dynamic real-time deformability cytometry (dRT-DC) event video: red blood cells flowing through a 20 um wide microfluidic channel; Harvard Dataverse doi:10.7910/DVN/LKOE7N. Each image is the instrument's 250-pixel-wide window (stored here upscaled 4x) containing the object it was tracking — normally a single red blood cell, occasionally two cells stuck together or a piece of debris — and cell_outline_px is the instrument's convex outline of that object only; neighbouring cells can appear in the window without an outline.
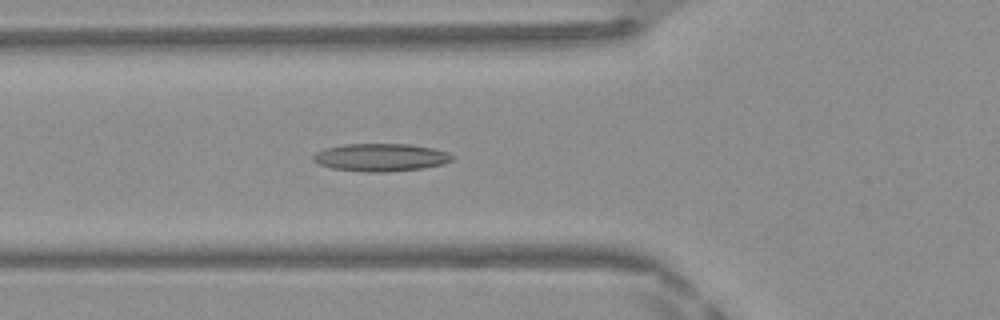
{"species": "Egyptian fruit bat (a non-hibernating species)", "species_latin": "Rousettus aegyptiacus", "temperature_condition": "warm", "stored_images_in_passage": 49, "camera_frame_rate_fps": 3000, "um_per_image_px": 0.085, "frame": {"image": 1, "passage_image": 18, "time_ms": 5.667, "image_size_px": [1000, 320], "cell_outline_px": [[456, 156], [452, 160], [444, 164], [424, 168], [388, 172], [364, 172], [332, 168], [316, 164], [312, 160], [312, 156], [316, 152], [324, 148], [344, 144], [408, 144], [432, 148], [448, 152]], "centroid_in_image_um": [32.35, 13.38], "position_along_channel_um": 93.4, "area_um2": 22.77}}
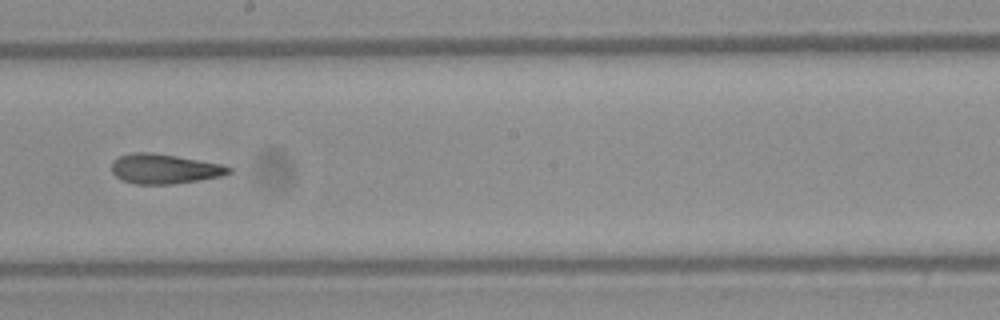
{"frame": {"image": 2, "passage_image": 28, "time_ms": 9.0, "image_size_px": [1000, 320], "cell_outline_px": [[232, 172], [220, 176], [172, 184], [136, 184], [120, 180], [112, 172], [112, 160], [120, 156], [132, 152], [152, 152], [176, 156], [220, 164], [232, 168]], "centroid_in_image_um": [13.92, 14.35], "position_along_channel_um": 234.3, "area_um2": 20.17}}
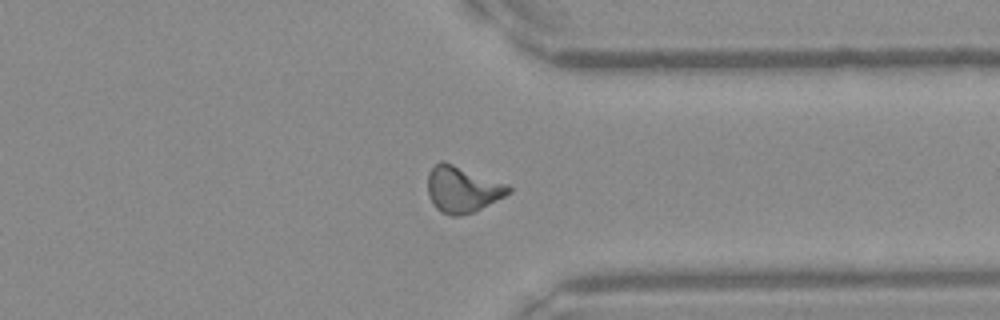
{"frame": {"image": 3, "passage_image": 38, "time_ms": 12.333, "image_size_px": [1000, 320], "cell_outline_px": [[512, 192], [472, 212], [460, 216], [452, 216], [440, 212], [432, 204], [428, 196], [428, 172], [440, 160], [444, 160], [508, 184], [512, 188]], "centroid_in_image_um": [39.28, 16.08], "position_along_channel_um": 372.1, "area_um2": 21.85}, "authors_computed_cell_mechanics": {"area_um2": 20.6924, "velocity_mm_per_s": 4.2006, "shape_relaxation_time_tau1_ms": null, "shape_relaxation_time_tau2_ms": 3.4965, "deformation_change_tau1": null, "deformation_change_tau2": 0.1372}}